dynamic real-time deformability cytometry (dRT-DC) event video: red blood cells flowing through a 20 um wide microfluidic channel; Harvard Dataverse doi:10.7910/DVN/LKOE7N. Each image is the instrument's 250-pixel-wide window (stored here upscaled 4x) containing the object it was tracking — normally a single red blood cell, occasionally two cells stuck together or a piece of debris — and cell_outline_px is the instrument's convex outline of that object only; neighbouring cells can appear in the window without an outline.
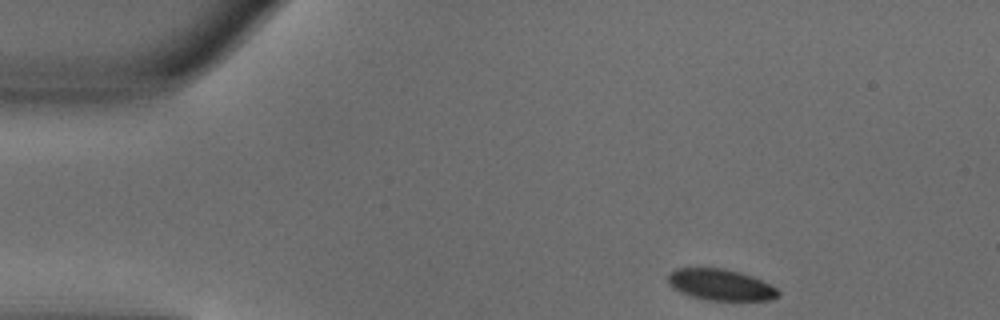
{"species": "common noctule bat (a hibernating species)", "species_latin": "Nyctalus noctula", "temperature_condition": "warm", "stored_images_in_passage": 44, "camera_frame_rate_fps": 3000, "um_per_image_px": 0.085, "animal": {"sex": "male", "body_mass_g": 18.8}, "frame": {"image": 1, "passage_image": 1, "time_ms": 0.0, "image_size_px": [1000, 320], "cell_outline_px": [[780, 296], [768, 300], [708, 300], [692, 296], [680, 292], [672, 288], [668, 284], [668, 272], [676, 268], [724, 268], [740, 272], [752, 276], [776, 288], [780, 292]], "centroid_in_image_um": [61.22, 24.2], "position_along_channel_um": 23.8, "area_um2": 20.06}}
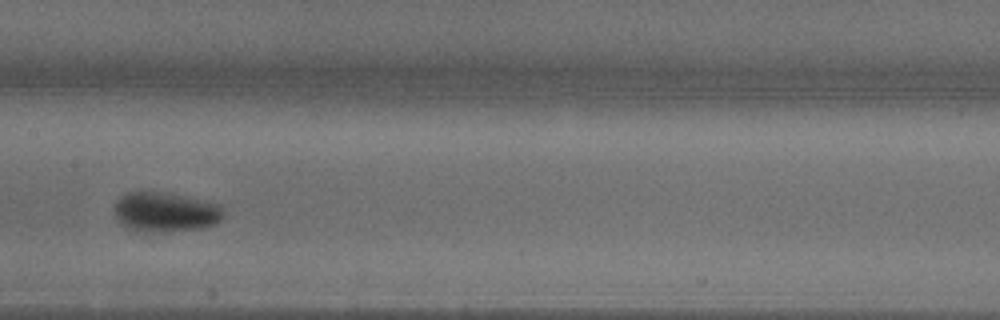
{"frame": {"image": 2, "passage_image": 19, "time_ms": 6.0, "image_size_px": [1000, 320], "cell_outline_px": [[224, 216], [216, 224], [204, 228], [164, 232], [136, 232], [120, 224], [116, 216], [116, 200], [120, 196], [128, 192], [156, 192], [184, 196], [220, 204], [224, 208]], "centroid_in_image_um": [14.08, 18.05], "position_along_channel_um": 193.3, "area_um2": 25.43}}
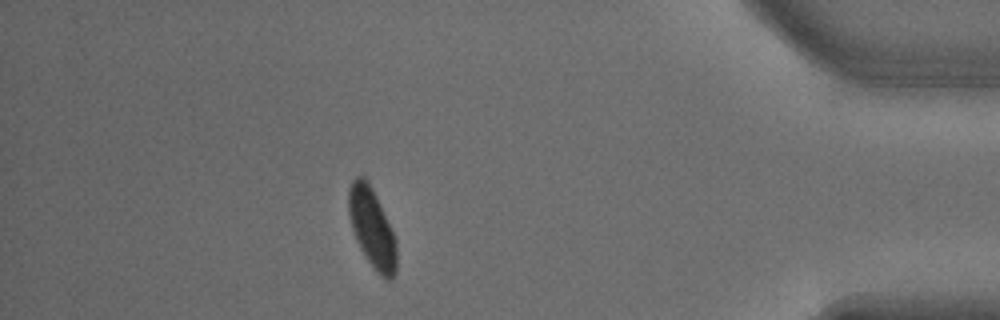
{"frame": {"image": 3, "passage_image": 38, "time_ms": 12.333, "image_size_px": [1000, 320], "cell_outline_px": [[396, 272], [388, 280], [380, 276], [376, 272], [360, 248], [356, 240], [352, 228], [348, 212], [348, 188], [352, 180], [356, 176], [364, 176], [368, 180], [380, 204], [396, 240]], "centroid_in_image_um": [31.6, 19.35], "position_along_channel_um": 403.6, "area_um2": 22.08}, "authors_computed_cell_mechanics": {"area_um2": 22.8599, "velocity_mm_per_s": 4.0189, "shape_relaxation_time_tau1_ms": 4.2325, "shape_relaxation_time_tau2_ms": null, "deformation_change_tau1": 0.1627, "deformation_change_tau2": null}}